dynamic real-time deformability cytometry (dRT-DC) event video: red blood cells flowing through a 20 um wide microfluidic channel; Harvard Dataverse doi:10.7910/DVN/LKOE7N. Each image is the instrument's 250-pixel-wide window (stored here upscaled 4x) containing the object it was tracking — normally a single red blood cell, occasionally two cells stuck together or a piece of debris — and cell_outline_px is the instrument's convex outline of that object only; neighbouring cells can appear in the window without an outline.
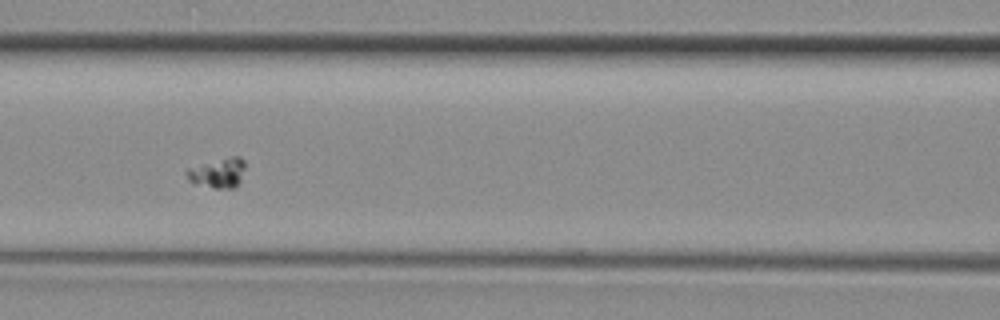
{"species": "common noctule bat (a hibernating species)", "species_latin": "Nyctalus noctula", "temperature_condition": "room temperature", "stored_images_in_passage": 34, "camera_frame_rate_fps": 3000, "um_per_image_px": 0.085, "animal": {"sex": "female", "body_mass_g": 29.2, "forearm_length_mm": 56.3}, "frame": {"image": 1, "passage_image": 9, "time_ms": 2.667, "image_size_px": [1000, 320], "cell_outline_px": [[244, 168], [240, 180], [236, 188], [212, 188], [192, 184], [188, 180], [188, 168], [232, 156], [240, 156], [244, 160]], "centroid_in_image_um": [18.53, 14.72], "position_along_channel_um": 148.1, "area_um2": 10.0}}
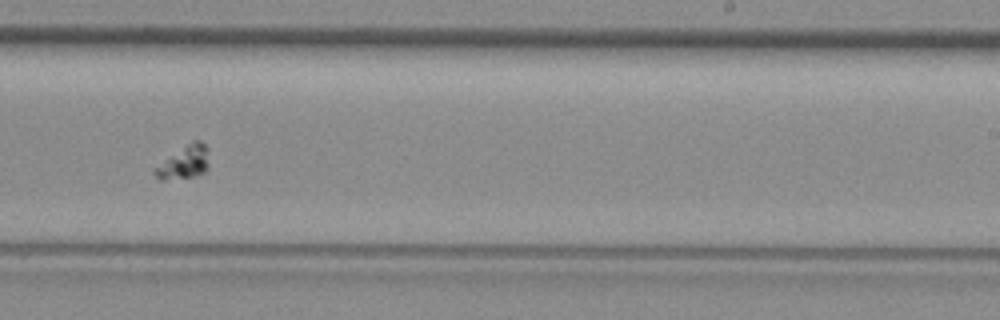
{"frame": {"image": 2, "passage_image": 17, "time_ms": 5.333, "image_size_px": [1000, 320], "cell_outline_px": [[208, 168], [204, 172], [192, 176], [164, 180], [160, 180], [152, 172], [152, 168], [192, 140], [200, 140], [208, 148]], "centroid_in_image_um": [15.63, 13.78], "position_along_channel_um": 273.4, "area_um2": 10.46}}
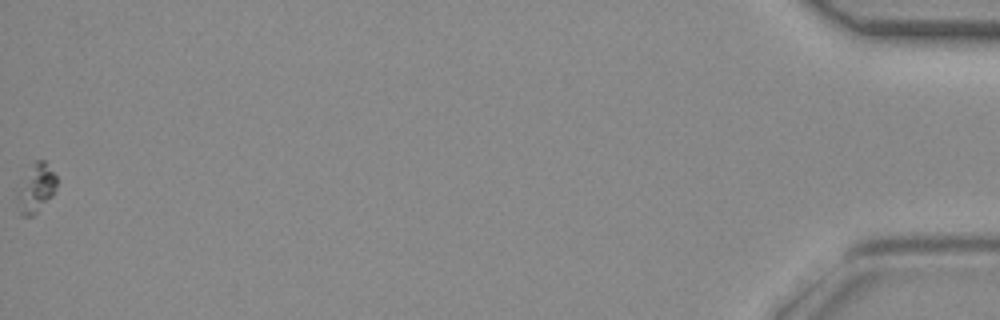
{"frame": {"image": 3, "passage_image": 34, "time_ms": 11.0, "image_size_px": [1000, 320], "cell_outline_px": [[56, 188], [52, 196], [32, 216], [20, 216], [16, 192], [36, 160], [44, 160], [56, 176]], "centroid_in_image_um": [3.06, 16.04], "position_along_channel_um": 432.1, "area_um2": 10.69}}